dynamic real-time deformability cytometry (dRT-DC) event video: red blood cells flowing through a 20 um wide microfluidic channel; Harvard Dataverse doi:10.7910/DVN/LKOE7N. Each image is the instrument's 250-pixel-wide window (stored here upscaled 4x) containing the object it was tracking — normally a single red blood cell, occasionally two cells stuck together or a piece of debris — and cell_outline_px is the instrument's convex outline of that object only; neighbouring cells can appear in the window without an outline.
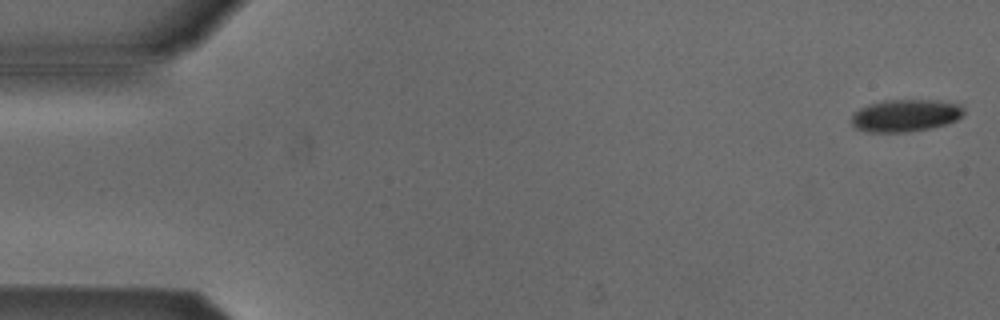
{"species": "Egyptian fruit bat (a non-hibernating species)", "species_latin": "Rousettus aegyptiacus", "temperature_condition": "cold", "stored_images_in_passage": 6, "camera_frame_rate_fps": 3000, "um_per_image_px": 0.085, "animal": {"sex": "male"}, "frame": {"image": 1, "passage_image": 1, "time_ms": 0.0, "image_size_px": [1000, 320], "cell_outline_px": [[964, 112], [956, 120], [944, 124], [928, 128], [904, 132], [868, 132], [856, 128], [852, 124], [852, 116], [860, 108], [868, 104], [884, 100], [932, 100], [960, 104], [964, 108]], "centroid_in_image_um": [76.94, 9.81], "position_along_channel_um": 8.1, "area_um2": 20.87}}
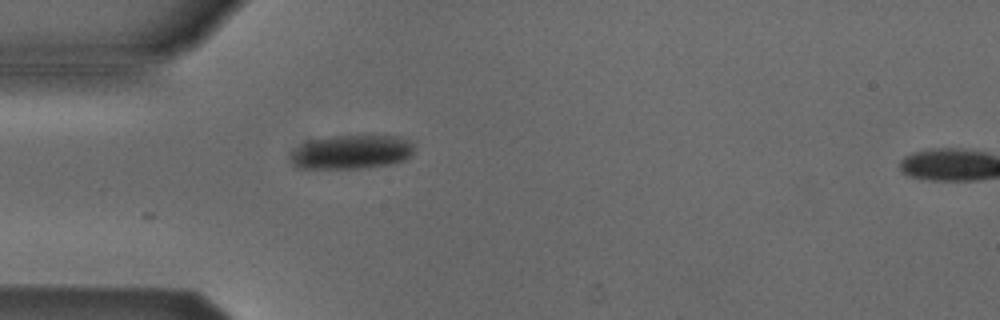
{"frame": {"image": 2, "passage_image": 5, "time_ms": 4.667, "image_size_px": [1000, 320], "cell_outline_px": [[416, 148], [404, 160], [388, 164], [360, 168], [296, 168], [292, 160], [292, 152], [300, 144], [308, 140], [332, 136], [400, 136], [408, 140]], "centroid_in_image_um": [29.87, 12.91], "position_along_channel_um": 55.1, "area_um2": 24.28}}